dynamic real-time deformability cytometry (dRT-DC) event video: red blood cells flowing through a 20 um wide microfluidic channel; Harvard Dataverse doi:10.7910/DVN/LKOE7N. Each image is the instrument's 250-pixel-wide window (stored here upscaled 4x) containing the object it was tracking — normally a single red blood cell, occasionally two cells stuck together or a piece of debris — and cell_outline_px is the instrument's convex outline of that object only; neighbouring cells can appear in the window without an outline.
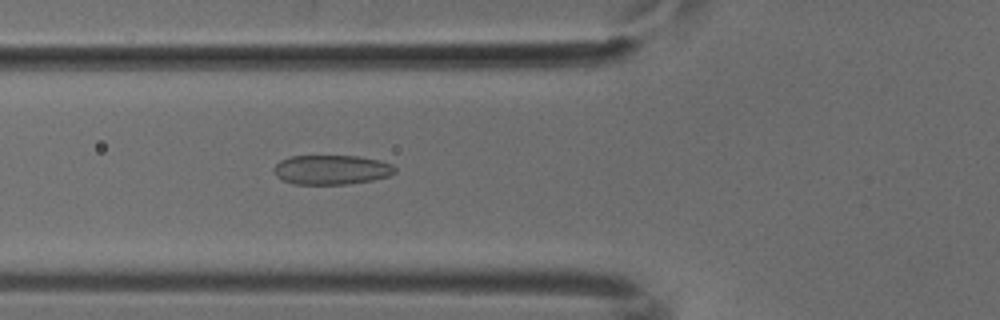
{"species": "common noctule bat (a hibernating species)", "species_latin": "Nyctalus noctula", "temperature_condition": "cold", "stored_images_in_passage": 52, "camera_frame_rate_fps": 3000, "um_per_image_px": 0.085, "animal": {"sex": "male", "body_mass_g": 18.8}, "frame": {"image": 1, "passage_image": 19, "time_ms": 6.0, "image_size_px": [1000, 320], "cell_outline_px": [[396, 172], [388, 176], [372, 180], [348, 184], [296, 184], [284, 180], [276, 176], [272, 172], [272, 168], [280, 160], [292, 156], [356, 156], [380, 160], [392, 164], [396, 168]], "centroid_in_image_um": [28.17, 14.42], "position_along_channel_um": 97.6, "area_um2": 20.87}}
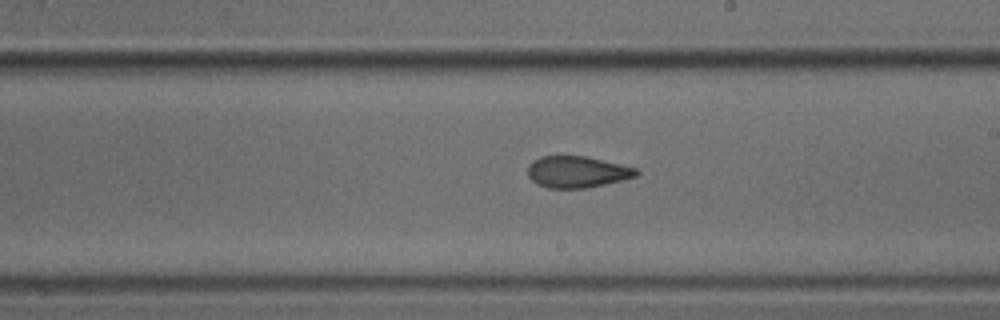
{"frame": {"image": 2, "passage_image": 30, "time_ms": 9.667, "image_size_px": [1000, 320], "cell_outline_px": [[640, 172], [636, 176], [588, 188], [548, 188], [536, 184], [528, 176], [528, 164], [532, 160], [540, 156], [588, 156], [636, 168]], "centroid_in_image_um": [49.02, 14.6], "position_along_channel_um": 240.0, "area_um2": 20.0}}
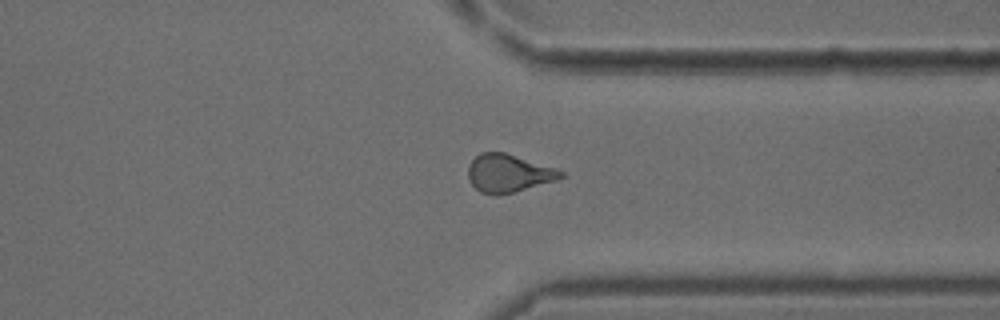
{"frame": {"image": 3, "passage_image": 40, "time_ms": 13.0, "image_size_px": [1000, 320], "cell_outline_px": [[564, 176], [556, 180], [512, 192], [496, 196], [492, 196], [480, 192], [468, 180], [468, 164], [480, 152], [504, 152], [556, 168], [564, 172]], "centroid_in_image_um": [43.18, 14.73], "position_along_channel_um": 368.2, "area_um2": 20.46}}